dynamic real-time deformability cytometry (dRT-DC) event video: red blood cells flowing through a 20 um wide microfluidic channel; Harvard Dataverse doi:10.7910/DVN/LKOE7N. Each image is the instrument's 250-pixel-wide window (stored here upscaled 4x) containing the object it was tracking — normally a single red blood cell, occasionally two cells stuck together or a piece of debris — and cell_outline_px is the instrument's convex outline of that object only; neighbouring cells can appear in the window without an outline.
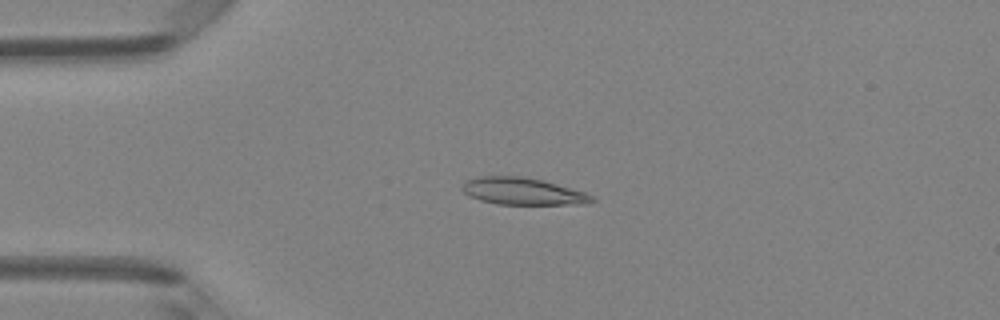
{"species": "Egyptian fruit bat (a non-hibernating species)", "species_latin": "Rousettus aegyptiacus", "temperature_condition": "room temperature", "stored_images_in_passage": 48, "camera_frame_rate_fps": 3000, "um_per_image_px": 0.085, "animal": {"sex": "female"}, "frame": {"image": 1, "passage_image": 12, "time_ms": 3.667, "image_size_px": [1000, 320], "cell_outline_px": [[596, 200], [588, 204], [496, 204], [480, 200], [468, 196], [460, 188], [464, 180], [480, 176], [524, 176], [544, 180], [584, 192], [592, 196]], "centroid_in_image_um": [44.39, 16.25], "position_along_channel_um": 40.6, "area_um2": 20.63}}
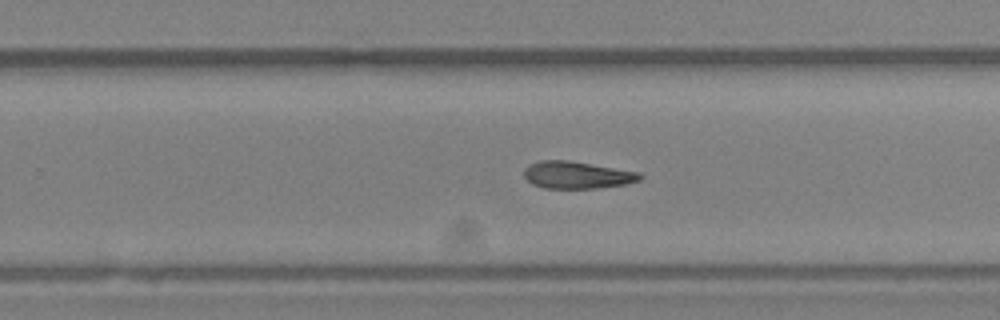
{"frame": {"image": 2, "passage_image": 31, "time_ms": 10.0, "image_size_px": [1000, 320], "cell_outline_px": [[644, 176], [640, 180], [628, 184], [596, 188], [544, 188], [532, 184], [524, 176], [524, 168], [528, 164], [540, 160], [568, 160], [640, 172]], "centroid_in_image_um": [49.05, 14.87], "position_along_channel_um": 280.7, "area_um2": 18.5}}
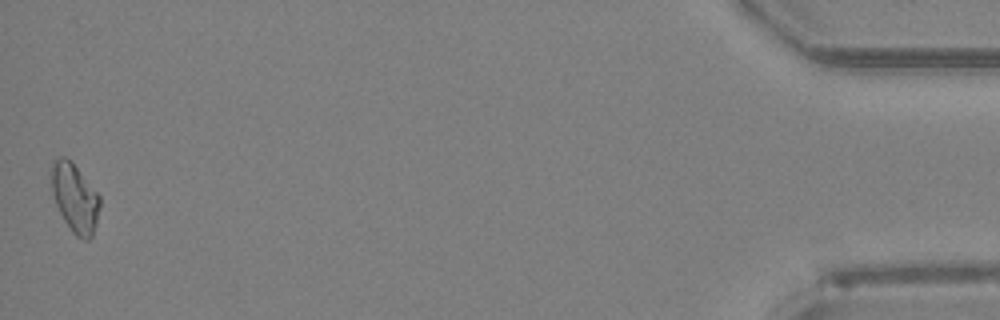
{"frame": {"image": 3, "passage_image": 48, "time_ms": 15.667, "image_size_px": [1000, 320], "cell_outline_px": [[100, 204], [96, 224], [92, 236], [88, 240], [84, 240], [76, 236], [72, 232], [64, 220], [56, 204], [52, 192], [52, 164], [60, 156], [64, 156], [72, 160], [100, 196]], "centroid_in_image_um": [6.38, 16.82], "position_along_channel_um": 428.8, "area_um2": 19.31}}